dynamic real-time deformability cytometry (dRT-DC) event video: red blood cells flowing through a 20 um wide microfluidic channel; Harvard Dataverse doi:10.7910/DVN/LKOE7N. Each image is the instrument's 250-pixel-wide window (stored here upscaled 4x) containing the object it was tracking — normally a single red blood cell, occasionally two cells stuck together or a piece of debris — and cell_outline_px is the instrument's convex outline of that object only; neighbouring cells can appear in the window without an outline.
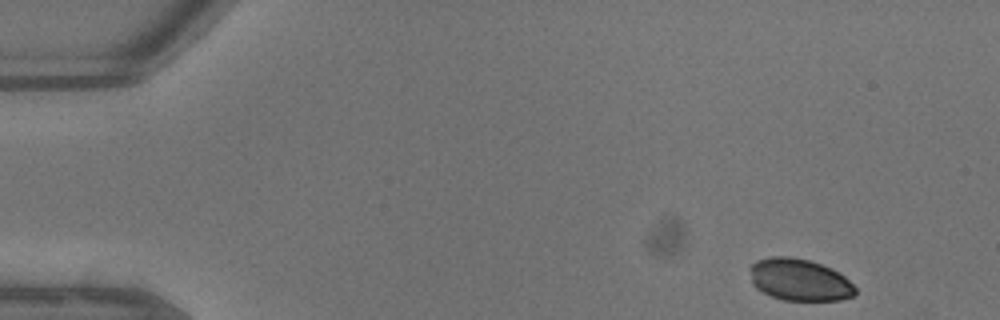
{"species": "common noctule bat (a hibernating species)", "species_latin": "Nyctalus noctula", "temperature_condition": "warm", "stored_images_in_passage": 41, "camera_frame_rate_fps": 3000, "um_per_image_px": 0.085, "animal": {"sex": "male", "body_mass_g": 13.3}, "frame": {"image": 1, "passage_image": 1, "time_ms": 0.0, "image_size_px": [1000, 320], "cell_outline_px": [[856, 292], [852, 296], [840, 300], [784, 300], [772, 296], [756, 288], [752, 284], [748, 268], [756, 260], [772, 256], [792, 256], [808, 260], [832, 268], [840, 272], [856, 288]], "centroid_in_image_um": [67.93, 23.77], "position_along_channel_um": 17.1, "area_um2": 25.89}}
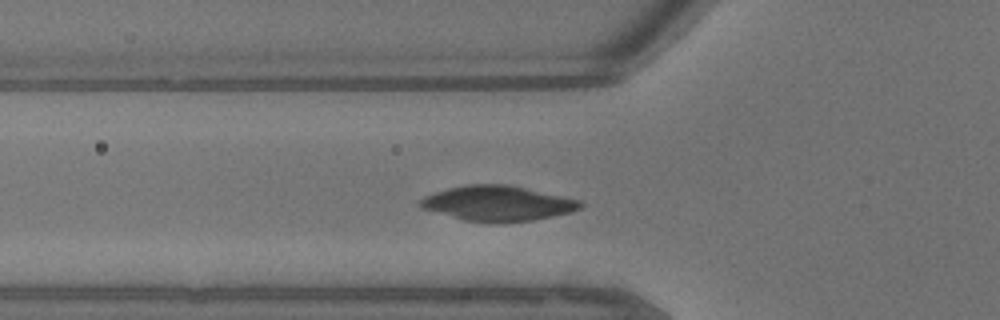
{"frame": {"image": 2, "passage_image": 13, "time_ms": 4.0, "image_size_px": [1000, 320], "cell_outline_px": [[584, 204], [580, 208], [572, 212], [532, 220], [504, 224], [496, 224], [464, 220], [420, 208], [416, 204], [424, 196], [448, 188], [468, 184], [504, 184], [524, 188], [580, 200]], "centroid_in_image_um": [42.27, 17.31], "position_along_channel_um": 83.5, "area_um2": 32.89}}
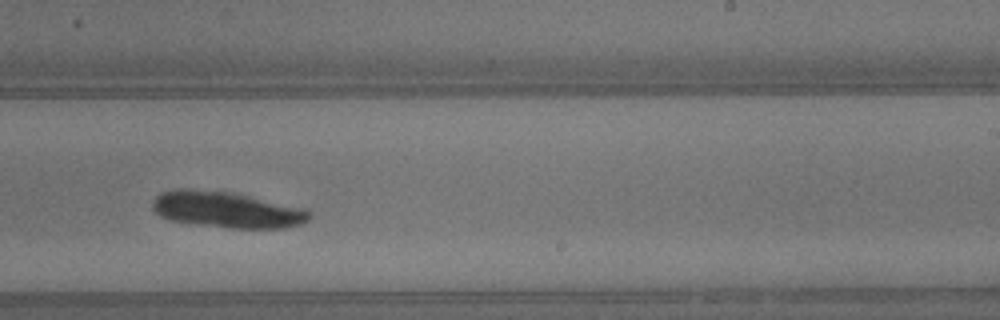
{"frame": {"image": 3, "passage_image": 25, "time_ms": 8.0, "image_size_px": [1000, 320], "cell_outline_px": [[312, 216], [304, 224], [284, 228], [232, 228], [196, 224], [168, 220], [160, 216], [152, 208], [152, 200], [160, 192], [172, 188], [188, 188], [224, 192], [248, 196], [308, 208], [312, 212]], "centroid_in_image_um": [19.28, 17.83], "position_along_channel_um": 269.7, "area_um2": 33.35}}